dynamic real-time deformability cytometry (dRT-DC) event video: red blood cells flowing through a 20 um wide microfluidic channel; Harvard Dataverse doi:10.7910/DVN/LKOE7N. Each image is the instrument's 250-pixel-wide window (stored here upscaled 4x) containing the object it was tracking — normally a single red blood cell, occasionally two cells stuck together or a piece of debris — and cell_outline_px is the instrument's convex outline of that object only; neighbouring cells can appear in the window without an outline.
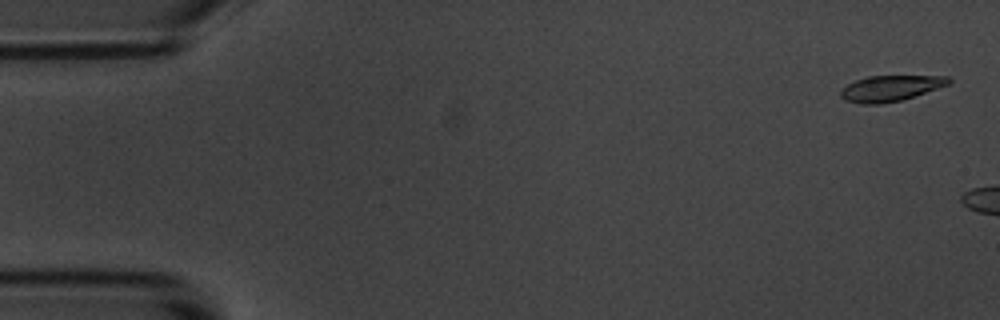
{"species": "common noctule bat (a hibernating species)", "species_latin": "Nyctalus noctula", "temperature_condition": "room temperature", "stored_images_in_passage": 3, "camera_frame_rate_fps": 3000, "um_per_image_px": 0.085, "animal": {"sex": "male", "body_mass_g": 20.1, "forearm_length_mm": 53.5}, "frame": {"image": 1, "passage_image": 1, "time_ms": 0.0, "image_size_px": [1000, 320], "cell_outline_px": [[952, 80], [948, 84], [900, 100], [880, 104], [860, 104], [844, 100], [840, 96], [840, 88], [856, 80], [868, 76], [948, 76]], "centroid_in_image_um": [75.61, 7.5], "position_along_channel_um": 9.4, "area_um2": 16.01}}